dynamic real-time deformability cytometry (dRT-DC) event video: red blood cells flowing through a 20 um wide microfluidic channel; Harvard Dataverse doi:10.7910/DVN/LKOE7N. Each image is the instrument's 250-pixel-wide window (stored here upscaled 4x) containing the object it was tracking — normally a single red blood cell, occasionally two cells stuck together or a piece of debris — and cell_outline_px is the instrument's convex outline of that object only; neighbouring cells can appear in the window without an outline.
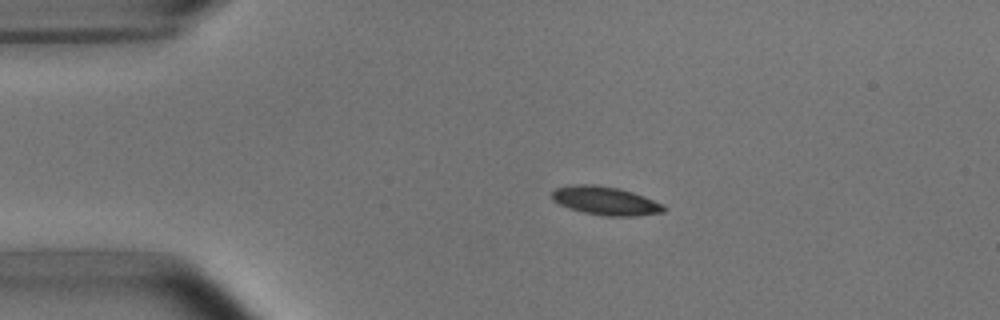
{"species": "common noctule bat (a hibernating species)", "species_latin": "Nyctalus noctula", "temperature_condition": "room temperature", "stored_images_in_passage": 2, "camera_frame_rate_fps": 3000, "um_per_image_px": 0.085, "animal": {"sex": "male", "body_mass_g": 15.6}, "frame": {"image": 1, "passage_image": 1, "time_ms": 0.0, "image_size_px": [1000, 320], "cell_outline_px": [[668, 208], [664, 212], [632, 216], [604, 216], [584, 212], [568, 208], [552, 200], [552, 192], [556, 188], [572, 184], [596, 184], [620, 188], [644, 196], [664, 204]], "centroid_in_image_um": [51.48, 17.06], "position_along_channel_um": 33.5, "area_um2": 18.73}}